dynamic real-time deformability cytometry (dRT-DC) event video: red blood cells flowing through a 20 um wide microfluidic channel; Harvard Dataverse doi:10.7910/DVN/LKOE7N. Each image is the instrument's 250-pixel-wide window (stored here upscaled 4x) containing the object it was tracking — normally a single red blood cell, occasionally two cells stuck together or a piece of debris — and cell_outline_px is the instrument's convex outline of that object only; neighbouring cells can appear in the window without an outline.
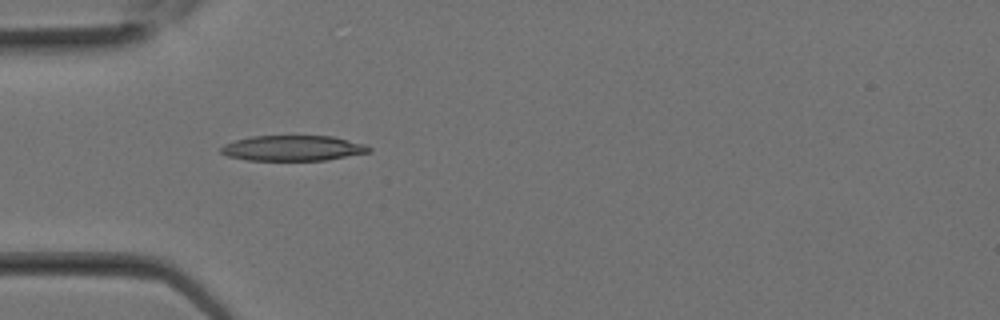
{"species": "Egyptian fruit bat (a non-hibernating species)", "species_latin": "Rousettus aegyptiacus", "temperature_condition": "room temperature", "stored_images_in_passage": 13, "camera_frame_rate_fps": 3000, "um_per_image_px": 0.085, "animal": {"sex": "female"}, "frame": {"image": 1, "passage_image": 8, "time_ms": 2.333, "image_size_px": [1000, 320], "cell_outline_px": [[372, 152], [324, 160], [248, 160], [228, 156], [220, 152], [220, 148], [224, 144], [236, 140], [252, 136], [332, 136], [364, 144], [372, 148]], "centroid_in_image_um": [24.9, 12.59], "position_along_channel_um": 60.1, "area_um2": 21.79}}
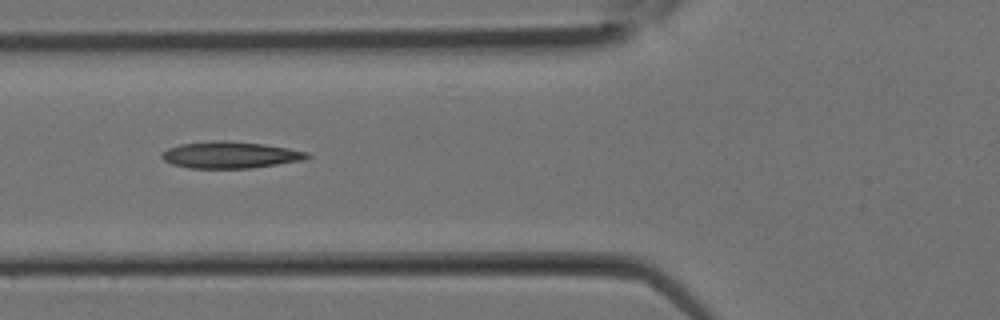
{"frame": {"image": 2, "passage_image": 10, "time_ms": 3.0, "image_size_px": [1000, 320], "cell_outline_px": [[312, 156], [308, 160], [252, 168], [188, 168], [172, 164], [164, 160], [160, 156], [160, 152], [168, 148], [180, 144], [216, 140], [224, 140], [264, 144], [288, 148], [308, 152]], "centroid_in_image_um": [19.6, 13.17], "position_along_channel_um": 106.2, "area_um2": 22.89}}
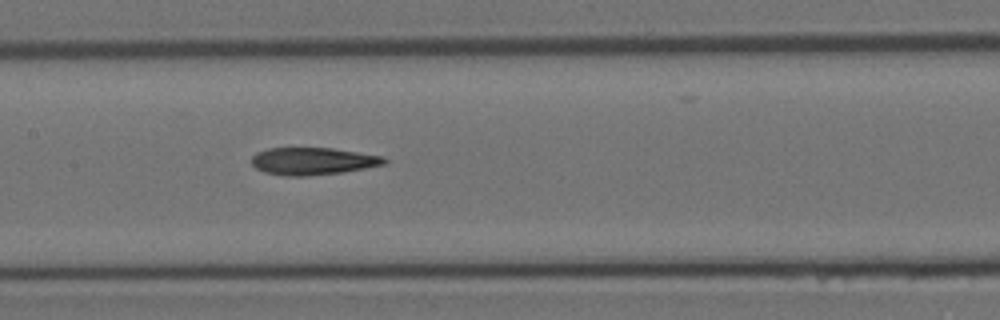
{"frame": {"image": 3, "passage_image": 13, "time_ms": 4.0, "image_size_px": [1000, 320], "cell_outline_px": [[388, 160], [384, 164], [364, 168], [340, 172], [308, 176], [288, 176], [264, 172], [256, 168], [252, 164], [252, 156], [256, 152], [268, 148], [332, 148], [384, 156]], "centroid_in_image_um": [26.57, 13.69], "position_along_channel_um": 180.8, "area_um2": 21.04}}